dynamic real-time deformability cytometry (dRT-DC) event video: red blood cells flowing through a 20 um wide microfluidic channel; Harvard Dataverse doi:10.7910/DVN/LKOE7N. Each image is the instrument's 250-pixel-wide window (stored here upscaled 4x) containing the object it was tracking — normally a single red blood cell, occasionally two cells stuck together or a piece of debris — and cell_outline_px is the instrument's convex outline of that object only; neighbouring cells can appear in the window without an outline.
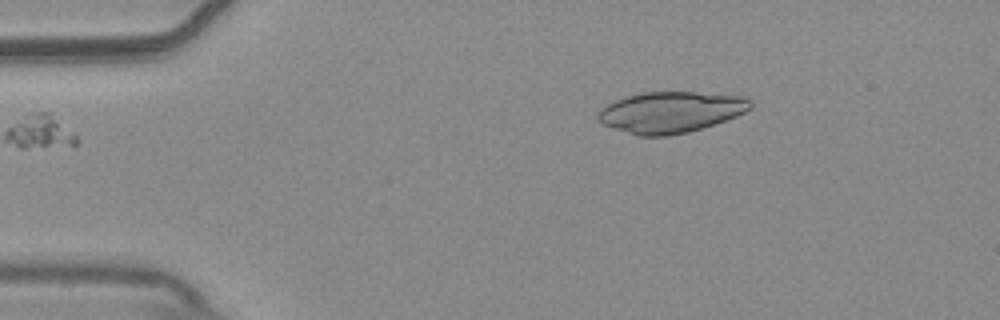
{"species": "common noctule bat (a hibernating species)", "species_latin": "Nyctalus noctula", "temperature_condition": "warm", "stored_images_in_passage": 46, "camera_frame_rate_fps": 3000, "um_per_image_px": 0.085, "animal": {"sex": "male", "body_mass_g": 20.4}, "frame": {"image": 1, "passage_image": 1, "time_ms": 0.0, "image_size_px": [1000, 320], "cell_outline_px": [[752, 108], [736, 116], [688, 132], [668, 136], [636, 136], [604, 124], [596, 116], [608, 104], [616, 100], [628, 96], [644, 92], [696, 92], [744, 96], [752, 100]], "centroid_in_image_um": [57.05, 9.53], "position_along_channel_um": 28.0, "area_um2": 36.13}}